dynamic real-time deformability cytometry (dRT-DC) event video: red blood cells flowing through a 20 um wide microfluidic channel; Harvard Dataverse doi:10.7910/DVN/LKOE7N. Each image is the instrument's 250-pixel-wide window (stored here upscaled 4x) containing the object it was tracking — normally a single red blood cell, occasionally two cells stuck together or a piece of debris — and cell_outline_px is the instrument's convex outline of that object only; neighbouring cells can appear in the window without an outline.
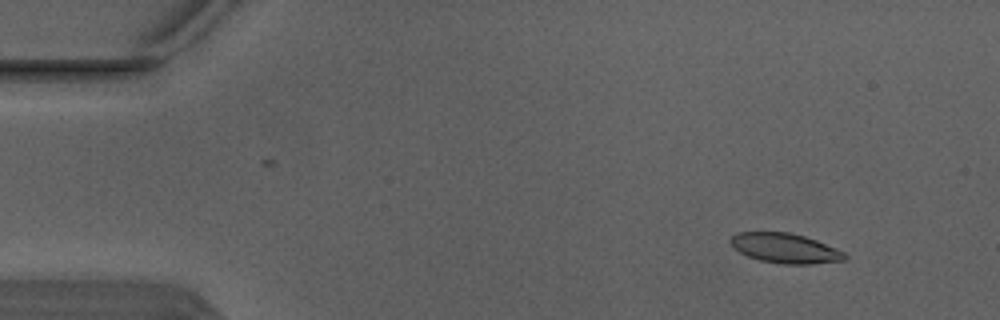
{"species": "Egyptian fruit bat (a non-hibernating species)", "species_latin": "Rousettus aegyptiacus", "temperature_condition": "warm", "stored_images_in_passage": 5, "camera_frame_rate_fps": 3000, "um_per_image_px": 0.085, "animal": {"sex": "male"}, "frame": {"image": 1, "passage_image": 2, "time_ms": 0.333, "image_size_px": [1000, 320], "cell_outline_px": [[848, 260], [812, 264], [780, 264], [760, 260], [748, 256], [732, 248], [728, 240], [736, 232], [788, 232], [804, 236], [816, 240], [844, 252], [848, 256]], "centroid_in_image_um": [66.72, 21.1], "position_along_channel_um": 18.3, "area_um2": 20.0}}
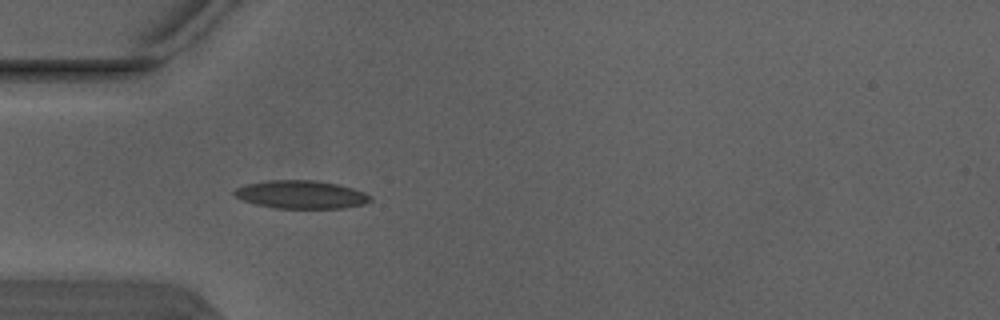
{"frame": {"image": 2, "passage_image": 5, "time_ms": 1.333, "image_size_px": [1000, 320], "cell_outline_px": [[372, 200], [364, 204], [344, 208], [272, 208], [256, 204], [244, 200], [236, 196], [232, 192], [236, 188], [244, 184], [268, 180], [316, 180], [340, 184], [364, 192], [372, 196]], "centroid_in_image_um": [25.61, 16.53], "position_along_channel_um": 59.4, "area_um2": 22.43}}